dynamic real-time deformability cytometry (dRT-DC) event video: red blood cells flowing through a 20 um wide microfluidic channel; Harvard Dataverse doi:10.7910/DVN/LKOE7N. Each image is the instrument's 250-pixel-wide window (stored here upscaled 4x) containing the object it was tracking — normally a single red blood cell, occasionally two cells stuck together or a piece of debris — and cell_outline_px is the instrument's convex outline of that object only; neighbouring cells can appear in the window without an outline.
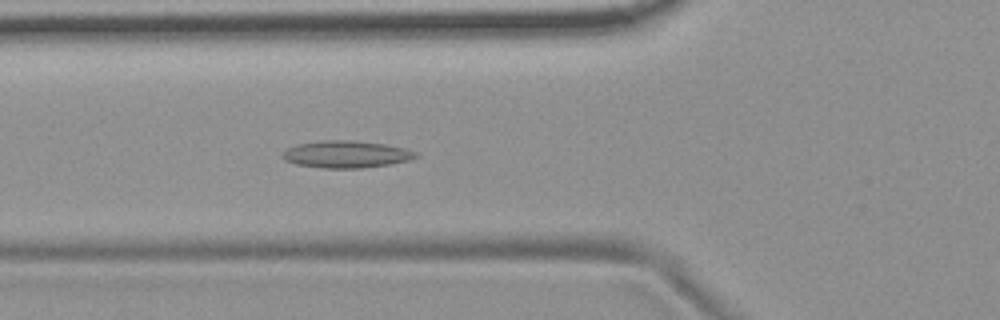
{"species": "common noctule bat (a hibernating species)", "species_latin": "Nyctalus noctula", "temperature_condition": "room temperature", "stored_images_in_passage": 3, "camera_frame_rate_fps": 3000, "um_per_image_px": 0.085, "animal": {"sex": "female", "body_mass_g": 19.9}, "frame": {"image": 1, "passage_image": 3, "time_ms": 2.333, "image_size_px": [1000, 320], "cell_outline_px": [[420, 156], [408, 160], [388, 164], [364, 168], [324, 168], [296, 164], [284, 160], [280, 156], [288, 148], [296, 144], [320, 140], [352, 140], [384, 144], [404, 148], [416, 152]], "centroid_in_image_um": [29.4, 13.11], "position_along_channel_um": 96.4, "area_um2": 21.04}}